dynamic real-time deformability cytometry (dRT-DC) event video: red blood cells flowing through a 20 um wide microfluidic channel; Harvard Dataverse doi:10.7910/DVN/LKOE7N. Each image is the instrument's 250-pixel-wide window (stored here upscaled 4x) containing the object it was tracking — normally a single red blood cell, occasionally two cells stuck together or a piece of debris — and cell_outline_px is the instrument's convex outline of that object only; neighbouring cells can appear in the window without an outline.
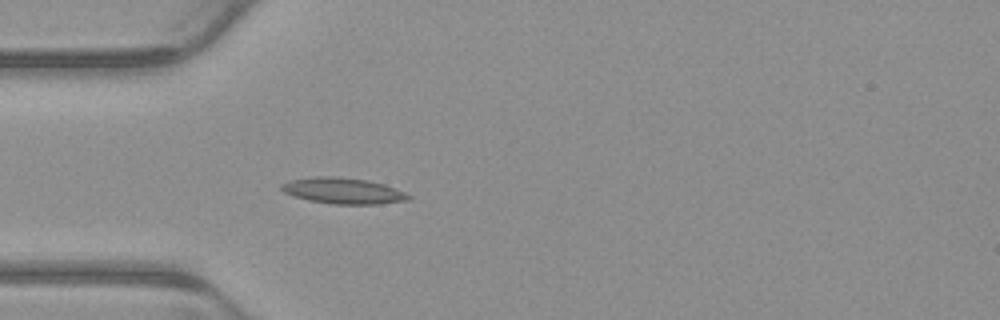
{"species": "common noctule bat (a hibernating species)", "species_latin": "Nyctalus noctula", "temperature_condition": "warm", "stored_images_in_passage": 2, "camera_frame_rate_fps": 3000, "um_per_image_px": 0.085, "animal": {"sex": "male", "body_mass_g": 23.1, "forearm_length_mm": 52.7}, "frame": {"image": 1, "passage_image": 2, "time_ms": 0.333, "image_size_px": [1000, 320], "cell_outline_px": [[412, 196], [408, 200], [380, 204], [332, 204], [308, 200], [292, 196], [284, 192], [280, 188], [280, 184], [292, 180], [320, 176], [336, 176], [368, 180], [384, 184], [404, 192]], "centroid_in_image_um": [29.16, 16.22], "position_along_channel_um": 55.8, "area_um2": 19.25}}